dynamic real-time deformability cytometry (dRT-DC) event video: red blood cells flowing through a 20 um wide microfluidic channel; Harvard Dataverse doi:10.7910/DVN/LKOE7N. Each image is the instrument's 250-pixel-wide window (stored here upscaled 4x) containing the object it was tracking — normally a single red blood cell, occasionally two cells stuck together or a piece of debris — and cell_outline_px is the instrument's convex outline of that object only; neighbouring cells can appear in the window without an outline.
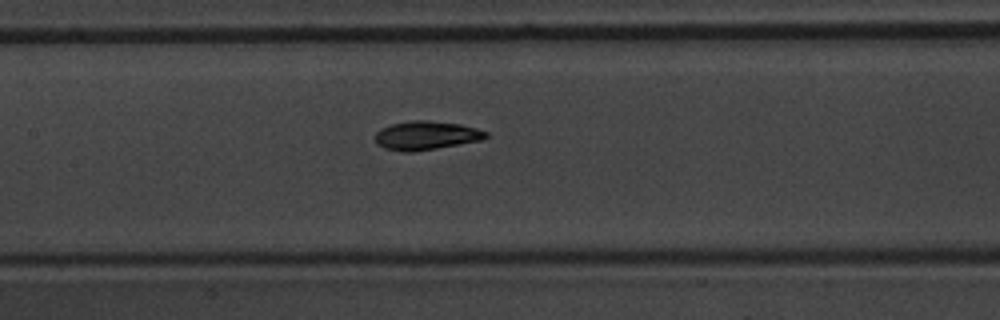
{"species": "common noctule bat (a hibernating species)", "species_latin": "Nyctalus noctula", "temperature_condition": "warm", "stored_images_in_passage": 7, "segment_of_instrument_passage": [1, 2], "camera_frame_rate_fps": 3000, "um_per_image_px": 0.085, "animal": {"sex": "male", "body_mass_g": 20.1, "forearm_length_mm": 53.5}, "frame": {"image": 1, "passage_image": 6, "time_ms": 6.667, "image_size_px": [1000, 320], "cell_outline_px": [[488, 136], [480, 140], [436, 148], [412, 152], [400, 152], [384, 148], [376, 144], [376, 132], [380, 128], [392, 124], [412, 120], [428, 120], [460, 124], [476, 128], [488, 132]], "centroid_in_image_um": [36.19, 11.51], "position_along_channel_um": 171.2, "area_um2": 18.5}}